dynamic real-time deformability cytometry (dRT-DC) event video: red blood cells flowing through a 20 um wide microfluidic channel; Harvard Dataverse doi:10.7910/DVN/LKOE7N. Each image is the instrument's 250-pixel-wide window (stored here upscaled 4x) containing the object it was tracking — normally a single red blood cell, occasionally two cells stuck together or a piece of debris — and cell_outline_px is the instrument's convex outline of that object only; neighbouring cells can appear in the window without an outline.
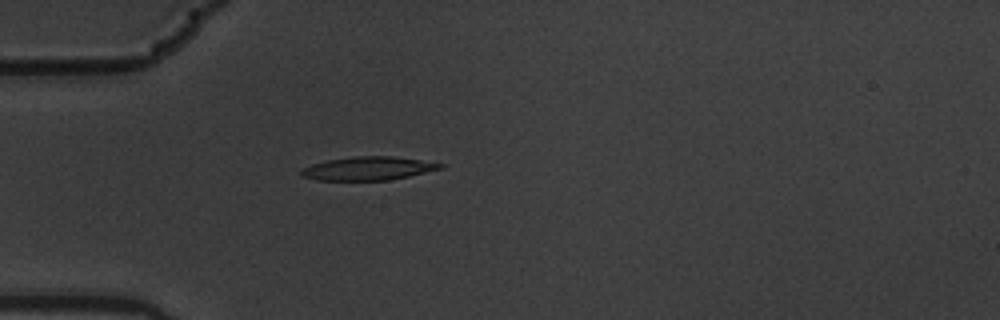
{"species": "common noctule bat (a hibernating species)", "species_latin": "Nyctalus noctula", "temperature_condition": "warm", "stored_images_in_passage": 1, "camera_frame_rate_fps": 3000, "um_per_image_px": 0.085, "animal": {"sex": "male", "body_mass_g": 19.5, "forearm_length_mm": 54.6}, "frame": {"image": 1, "passage_image": 1, "time_ms": 0.0, "image_size_px": [1000, 320], "cell_outline_px": [[444, 168], [408, 176], [388, 180], [316, 180], [304, 176], [300, 172], [304, 168], [312, 164], [328, 160], [352, 156], [392, 156], [420, 160], [444, 164]], "centroid_in_image_um": [31.31, 14.31], "position_along_channel_um": 53.7, "area_um2": 18.79}}